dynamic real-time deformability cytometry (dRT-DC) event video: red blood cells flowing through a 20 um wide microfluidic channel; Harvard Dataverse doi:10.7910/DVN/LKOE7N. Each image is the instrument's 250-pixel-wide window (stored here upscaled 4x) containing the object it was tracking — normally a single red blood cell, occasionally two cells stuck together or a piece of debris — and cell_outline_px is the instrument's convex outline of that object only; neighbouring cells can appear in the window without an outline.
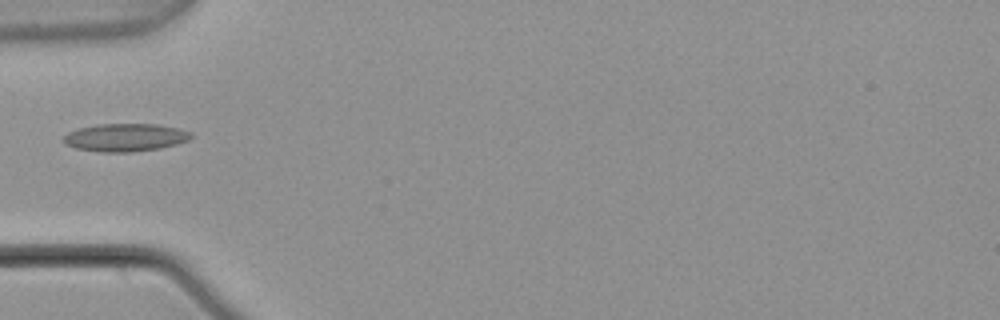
{"species": "common noctule bat (a hibernating species)", "species_latin": "Nyctalus noctula", "temperature_condition": "warm", "stored_images_in_passage": 3, "camera_frame_rate_fps": 3000, "um_per_image_px": 0.085, "animal": {"sex": "male", "body_mass_g": 21.5, "forearm_length_mm": 52.0}, "frame": {"image": 1, "passage_image": 2, "time_ms": 0.333, "image_size_px": [1000, 320], "cell_outline_px": [[192, 136], [188, 140], [176, 144], [160, 148], [128, 152], [104, 152], [76, 148], [64, 144], [60, 140], [68, 132], [76, 128], [96, 124], [156, 124], [180, 128], [192, 132]], "centroid_in_image_um": [10.61, 11.67], "position_along_channel_um": 74.4, "area_um2": 20.87}}
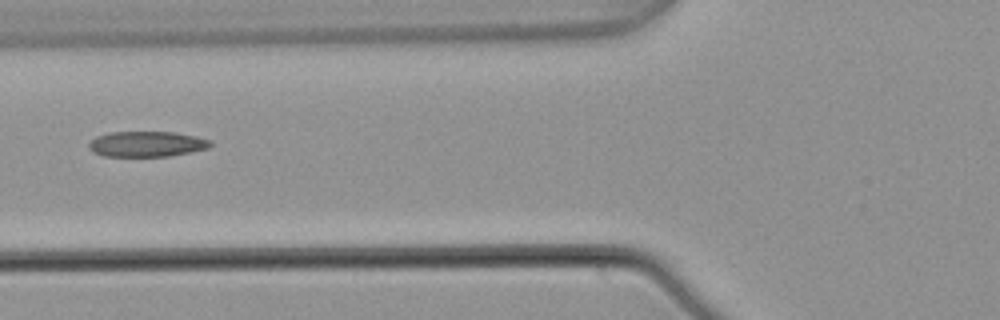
{"frame": {"image": 2, "passage_image": 3, "time_ms": 0.667, "image_size_px": [1000, 320], "cell_outline_px": [[212, 144], [208, 148], [168, 156], [104, 156], [92, 152], [88, 148], [88, 144], [96, 136], [108, 132], [172, 132], [196, 136], [212, 140]], "centroid_in_image_um": [12.45, 12.24], "position_along_channel_um": 113.4, "area_um2": 18.03}}